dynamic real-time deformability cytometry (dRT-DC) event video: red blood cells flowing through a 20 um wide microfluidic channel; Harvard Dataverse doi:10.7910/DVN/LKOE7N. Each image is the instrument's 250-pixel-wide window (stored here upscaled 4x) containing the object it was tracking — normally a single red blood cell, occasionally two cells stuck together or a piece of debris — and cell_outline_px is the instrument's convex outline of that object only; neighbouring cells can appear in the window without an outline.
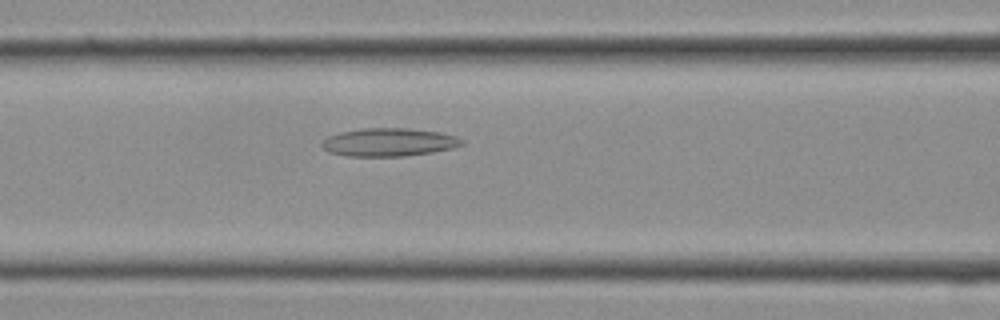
{"species": "Egyptian fruit bat (a non-hibernating species)", "species_latin": "Rousettus aegyptiacus", "temperature_condition": "cold", "stored_images_in_passage": 14, "camera_frame_rate_fps": 3000, "um_per_image_px": 0.085, "frame": {"image": 1, "passage_image": 7, "time_ms": 2.0, "image_size_px": [1000, 320], "cell_outline_px": [[464, 144], [452, 148], [432, 152], [404, 156], [348, 156], [328, 152], [320, 144], [328, 136], [340, 132], [364, 128], [408, 128], [440, 132], [456, 136], [464, 140]], "centroid_in_image_um": [33.06, 12.08], "position_along_channel_um": 133.5, "area_um2": 22.95}}
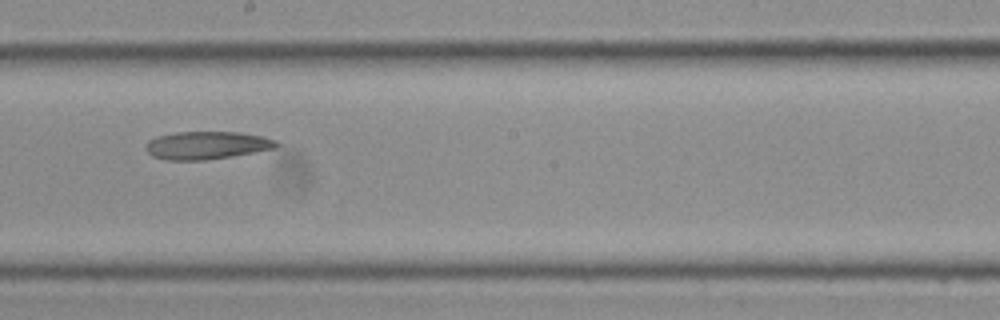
{"frame": {"image": 2, "passage_image": 11, "time_ms": 3.333, "image_size_px": [1000, 320], "cell_outline_px": [[280, 144], [276, 148], [204, 160], [164, 160], [152, 156], [144, 148], [148, 140], [156, 136], [176, 132], [240, 132], [264, 136], [276, 140]], "centroid_in_image_um": [17.54, 12.34], "position_along_channel_um": 230.7, "area_um2": 21.21}}
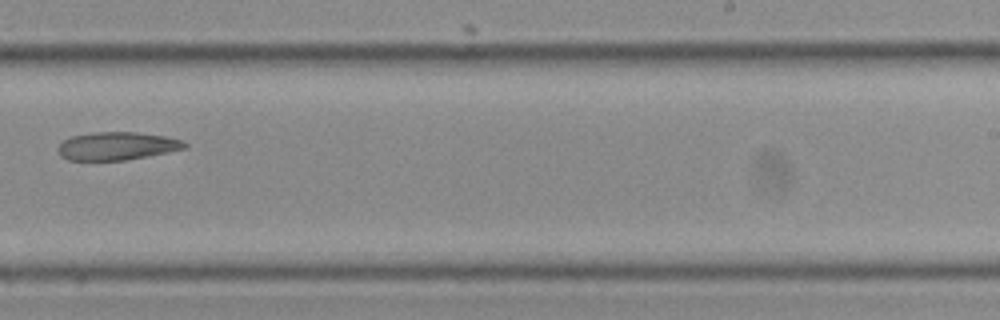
{"frame": {"image": 3, "passage_image": 13, "time_ms": 4.0, "image_size_px": [1000, 320], "cell_outline_px": [[188, 144], [184, 148], [168, 152], [124, 160], [68, 160], [60, 156], [56, 148], [64, 140], [72, 136], [92, 132], [136, 132], [164, 136], [180, 140]], "centroid_in_image_um": [9.89, 12.41], "position_along_channel_um": 279.1, "area_um2": 20.52}}